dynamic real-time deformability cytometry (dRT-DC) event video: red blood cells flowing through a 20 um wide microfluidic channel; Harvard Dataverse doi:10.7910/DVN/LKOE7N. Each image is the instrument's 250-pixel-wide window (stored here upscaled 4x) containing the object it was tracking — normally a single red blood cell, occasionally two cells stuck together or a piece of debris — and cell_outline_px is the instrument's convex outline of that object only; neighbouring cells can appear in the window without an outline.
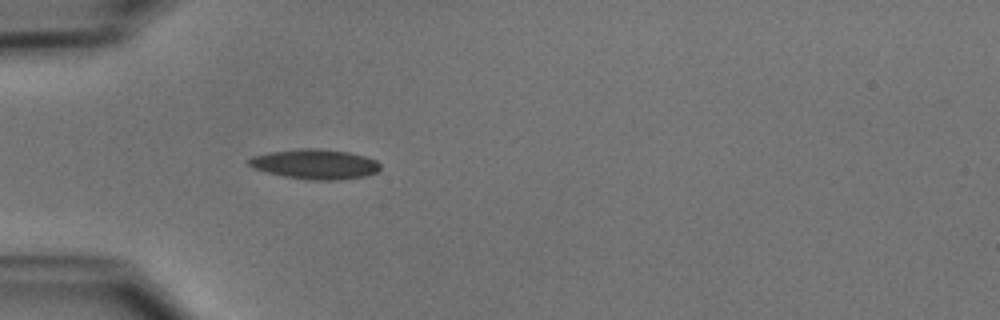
{"species": "common noctule bat (a hibernating species)", "species_latin": "Nyctalus noctula", "temperature_condition": "cold", "stored_images_in_passage": 36, "camera_frame_rate_fps": 3000, "um_per_image_px": 0.085, "animal": {"sex": "male", "body_mass_g": 15.6}, "frame": {"image": 1, "passage_image": 1, "time_ms": 0.0, "image_size_px": [1000, 320], "cell_outline_px": [[380, 168], [376, 172], [368, 176], [336, 180], [312, 180], [284, 176], [252, 168], [248, 164], [248, 160], [252, 156], [272, 152], [304, 148], [312, 148], [348, 152], [364, 156], [376, 160], [380, 164]], "centroid_in_image_um": [26.8, 13.96], "position_along_channel_um": 58.2, "area_um2": 22.66}}
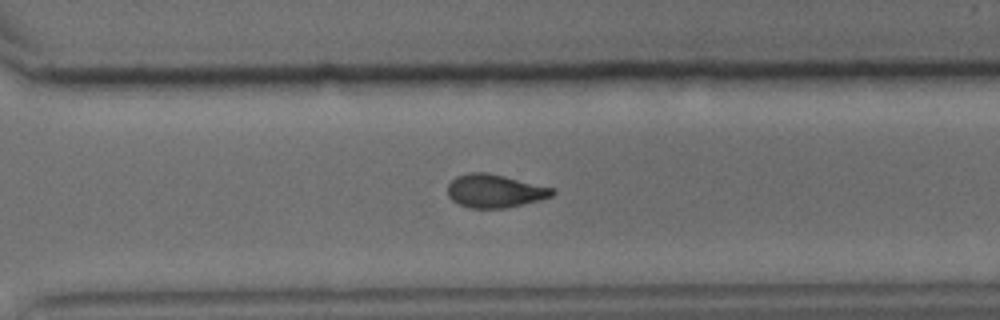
{"frame": {"image": 2, "passage_image": 22, "time_ms": 7.0, "image_size_px": [1000, 320], "cell_outline_px": [[556, 192], [552, 196], [540, 200], [508, 208], [472, 208], [460, 204], [452, 200], [448, 196], [448, 184], [456, 176], [468, 172], [484, 172], [504, 176], [552, 188]], "centroid_in_image_um": [42.04, 16.23], "position_along_channel_um": 328.6, "area_um2": 20.17}}
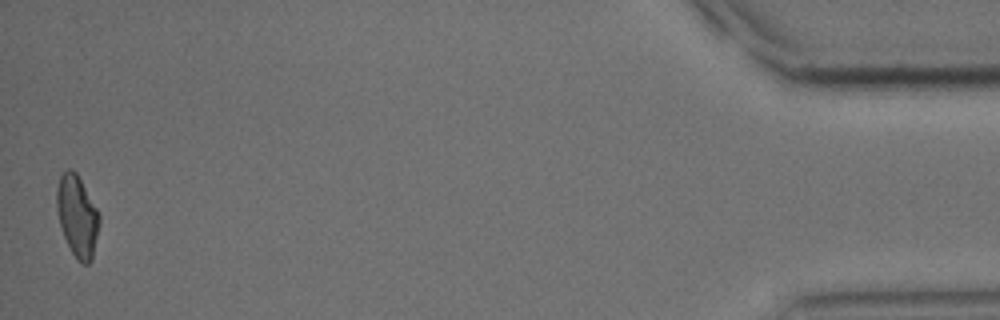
{"frame": {"image": 3, "passage_image": 36, "time_ms": 11.667, "image_size_px": [1000, 320], "cell_outline_px": [[100, 224], [92, 260], [88, 264], [84, 264], [76, 260], [64, 236], [60, 224], [56, 208], [56, 188], [60, 176], [68, 168], [72, 168], [76, 172], [100, 212]], "centroid_in_image_um": [6.58, 18.36], "position_along_channel_um": 428.6, "area_um2": 20.46}, "authors_computed_cell_mechanics": {"area_um2": 20.519, "velocity_mm_per_s": 3.9443, "shape_relaxation_time_tau1_ms": 4.5013, "shape_relaxation_time_tau2_ms": null, "deformation_change_tau1": 0.1355, "deformation_change_tau2": null}}